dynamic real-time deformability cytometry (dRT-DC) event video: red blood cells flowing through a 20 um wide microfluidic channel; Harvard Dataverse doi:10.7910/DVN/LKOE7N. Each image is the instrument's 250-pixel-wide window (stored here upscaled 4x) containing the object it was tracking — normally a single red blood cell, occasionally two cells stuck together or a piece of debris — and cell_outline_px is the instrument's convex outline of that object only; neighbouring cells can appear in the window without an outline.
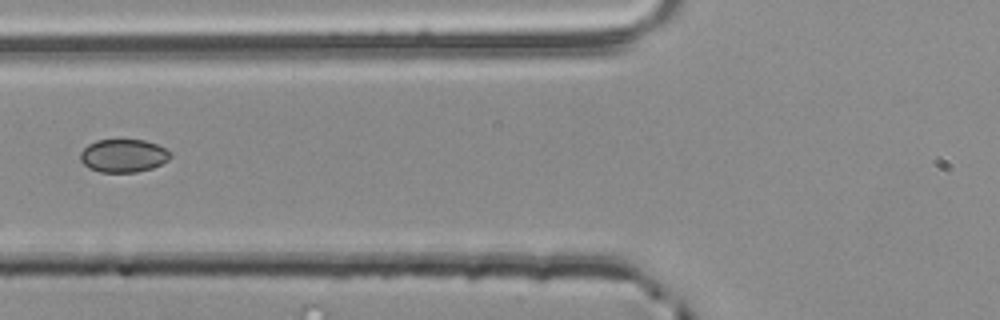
{"species": "common noctule bat (a hibernating species)", "species_latin": "Nyctalus noctula", "temperature_condition": "room temperature", "stored_images_in_passage": 5, "camera_frame_rate_fps": 3000, "um_per_image_px": 0.085, "animal": {"sex": "male", "body_mass_g": 20.4}, "frame": {"image": 1, "passage_image": 5, "time_ms": 1.333, "image_size_px": [1000, 320], "cell_outline_px": [[172, 156], [168, 160], [152, 168], [136, 172], [100, 172], [88, 168], [80, 160], [80, 152], [88, 144], [96, 140], [144, 140], [156, 144], [164, 148]], "centroid_in_image_um": [10.46, 13.24], "position_along_channel_um": 115.3, "area_um2": 17.28}}